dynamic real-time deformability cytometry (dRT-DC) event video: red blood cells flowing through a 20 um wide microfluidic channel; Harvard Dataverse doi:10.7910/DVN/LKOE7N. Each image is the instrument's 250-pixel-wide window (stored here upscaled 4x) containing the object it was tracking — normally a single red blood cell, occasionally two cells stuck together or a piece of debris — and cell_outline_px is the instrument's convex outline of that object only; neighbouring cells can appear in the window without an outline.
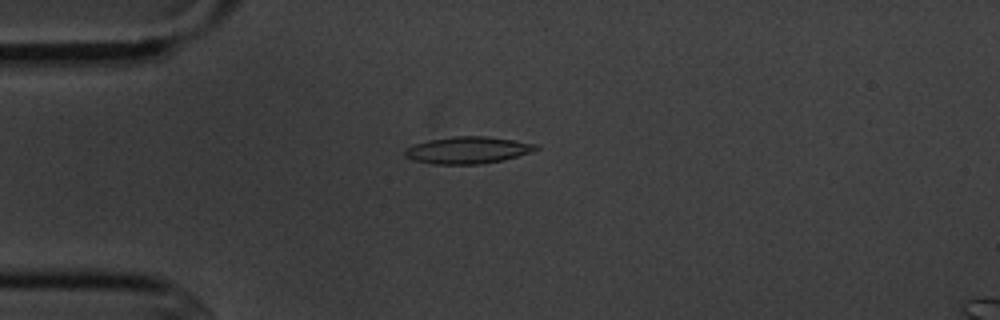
{"species": "common noctule bat (a hibernating species)", "species_latin": "Nyctalus noctula", "temperature_condition": "cold", "stored_images_in_passage": 3, "camera_frame_rate_fps": 3000, "um_per_image_px": 0.085, "animal": {"sex": "male", "body_mass_g": 20.1, "forearm_length_mm": 53.5}, "frame": {"image": 1, "passage_image": 1, "time_ms": 0.0, "image_size_px": [1000, 320], "cell_outline_px": [[540, 148], [504, 160], [480, 164], [432, 164], [412, 160], [404, 156], [404, 148], [428, 140], [452, 136], [488, 136], [540, 144]], "centroid_in_image_um": [39.74, 12.75], "position_along_channel_um": 45.3, "area_um2": 20.69}}
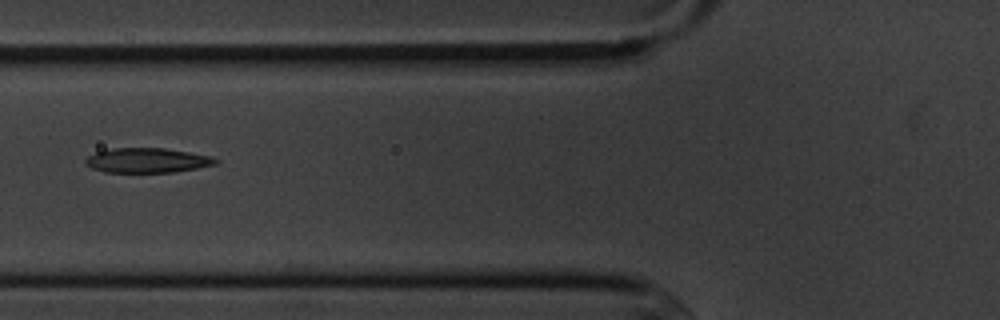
{"frame": {"image": 2, "passage_image": 3, "time_ms": 2.333, "image_size_px": [1000, 320], "cell_outline_px": [[220, 160], [216, 164], [176, 172], [104, 172], [92, 168], [84, 164], [84, 160], [88, 156], [96, 152], [112, 148], [164, 148], [212, 156]], "centroid_in_image_um": [12.5, 13.63], "position_along_channel_um": 113.3, "area_um2": 18.79}}